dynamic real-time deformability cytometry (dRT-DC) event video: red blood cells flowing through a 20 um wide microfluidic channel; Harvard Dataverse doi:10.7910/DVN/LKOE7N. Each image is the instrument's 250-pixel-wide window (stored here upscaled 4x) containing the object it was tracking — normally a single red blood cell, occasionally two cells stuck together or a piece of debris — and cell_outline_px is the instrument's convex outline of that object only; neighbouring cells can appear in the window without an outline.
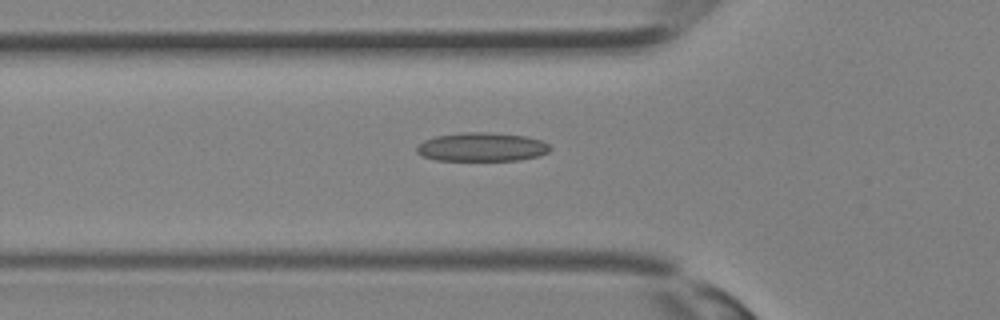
{"species": "Egyptian fruit bat (a non-hibernating species)", "species_latin": "Rousettus aegyptiacus", "temperature_condition": "room temperature", "stored_images_in_passage": 24, "camera_frame_rate_fps": 3000, "um_per_image_px": 0.085, "animal": {"sex": "female"}, "frame": {"image": 1, "passage_image": 4, "time_ms": 1.0, "image_size_px": [1000, 320], "cell_outline_px": [[552, 148], [548, 152], [536, 156], [520, 160], [436, 160], [424, 156], [416, 152], [416, 148], [424, 140], [436, 136], [460, 132], [488, 132], [524, 136], [540, 140], [548, 144]], "centroid_in_image_um": [40.94, 12.49], "position_along_channel_um": 84.9, "area_um2": 22.2}}
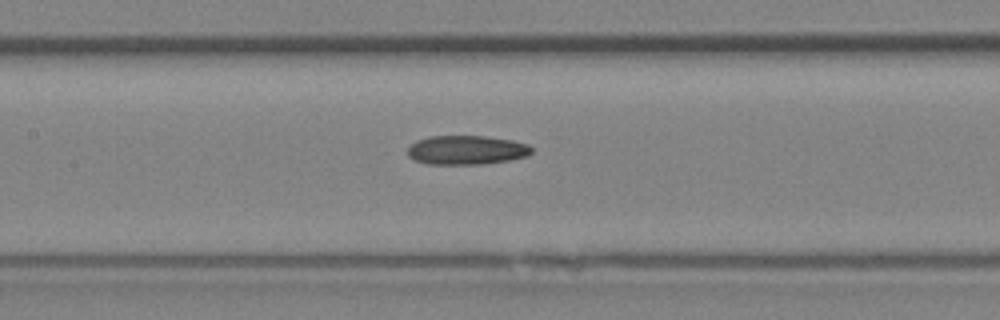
{"frame": {"image": 2, "passage_image": 8, "time_ms": 2.333, "image_size_px": [1000, 320], "cell_outline_px": [[532, 152], [528, 156], [508, 160], [480, 164], [428, 164], [416, 160], [408, 156], [408, 148], [416, 140], [428, 136], [484, 136], [512, 140], [528, 144], [532, 148]], "centroid_in_image_um": [39.66, 12.75], "position_along_channel_um": 167.7, "area_um2": 20.98}}
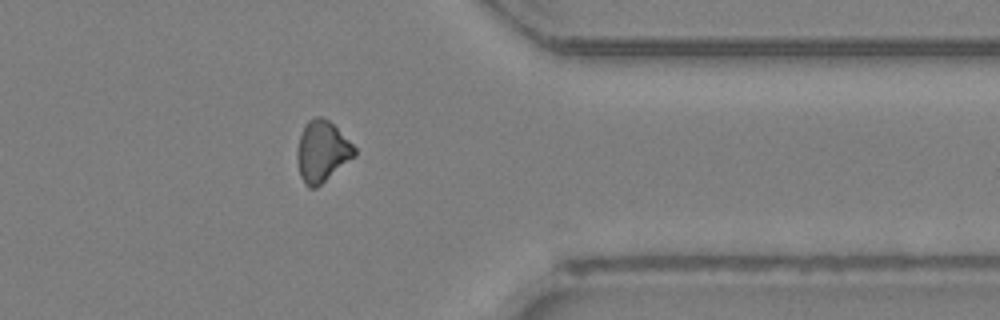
{"frame": {"image": 3, "passage_image": 19, "time_ms": 6.0, "image_size_px": [1000, 320], "cell_outline_px": [[356, 156], [316, 188], [308, 188], [304, 184], [300, 176], [296, 160], [296, 152], [300, 136], [304, 124], [308, 120], [316, 116], [320, 116], [328, 120], [356, 148]], "centroid_in_image_um": [27.35, 12.89], "position_along_channel_um": 384.1, "area_um2": 20.46}}